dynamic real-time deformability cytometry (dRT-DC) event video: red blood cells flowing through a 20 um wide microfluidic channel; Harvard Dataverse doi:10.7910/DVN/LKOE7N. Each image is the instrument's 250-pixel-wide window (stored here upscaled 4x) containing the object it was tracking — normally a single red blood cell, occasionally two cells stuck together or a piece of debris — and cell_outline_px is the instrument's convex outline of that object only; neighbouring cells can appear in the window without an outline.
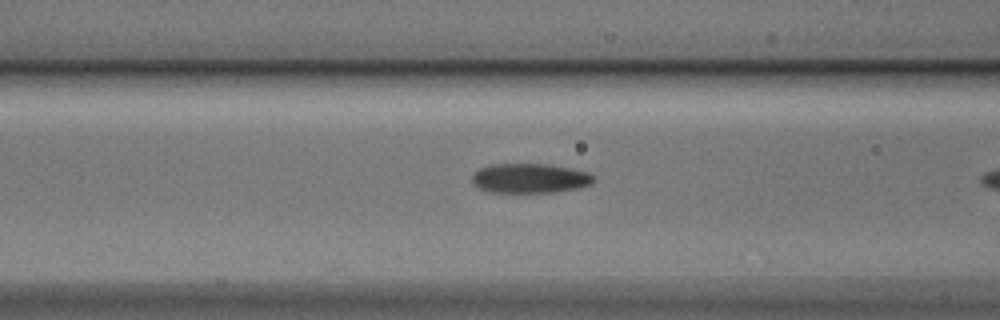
{"species": "Egyptian fruit bat (a non-hibernating species)", "species_latin": "Rousettus aegyptiacus", "temperature_condition": "cold", "stored_images_in_passage": 10, "camera_frame_rate_fps": 3000, "um_per_image_px": 0.085, "animal": {"sex": "male"}, "frame": {"image": 1, "passage_image": 9, "time_ms": 2.667, "image_size_px": [1000, 320], "cell_outline_px": [[596, 180], [592, 184], [580, 188], [552, 192], [492, 192], [476, 188], [472, 184], [472, 176], [480, 168], [492, 164], [548, 164], [572, 168], [588, 172], [596, 176]], "centroid_in_image_um": [45.08, 15.15], "position_along_channel_um": 121.5, "area_um2": 21.21}}